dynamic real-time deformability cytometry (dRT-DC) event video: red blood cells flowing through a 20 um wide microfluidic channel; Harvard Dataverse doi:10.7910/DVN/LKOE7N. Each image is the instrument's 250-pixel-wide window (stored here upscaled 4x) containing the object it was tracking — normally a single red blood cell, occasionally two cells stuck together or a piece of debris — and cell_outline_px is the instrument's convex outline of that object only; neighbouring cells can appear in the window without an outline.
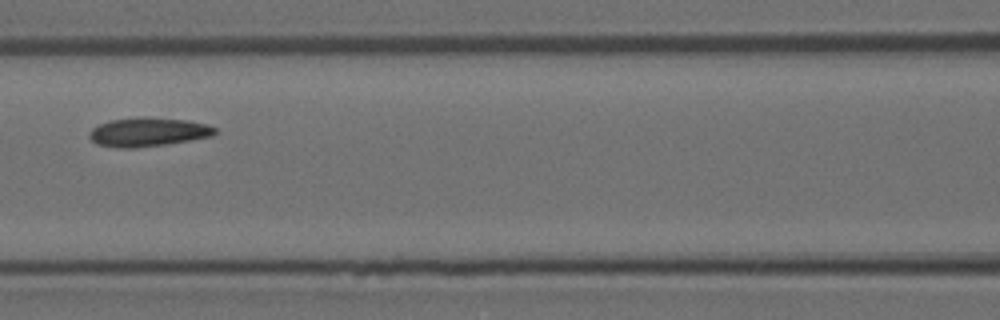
{"species": "Egyptian fruit bat (a non-hibernating species)", "species_latin": "Rousettus aegyptiacus", "temperature_condition": "room temperature", "stored_images_in_passage": 5, "camera_frame_rate_fps": 3000, "um_per_image_px": 0.085, "animal": {"sex": "female"}, "frame": {"image": 1, "passage_image": 4, "time_ms": 1.0, "image_size_px": [1000, 320], "cell_outline_px": [[220, 132], [212, 136], [192, 140], [168, 144], [132, 148], [120, 148], [96, 144], [88, 136], [88, 132], [92, 128], [108, 120], [144, 116], [148, 116], [188, 120], [208, 124], [216, 128]], "centroid_in_image_um": [12.62, 11.21], "position_along_channel_um": 154.0, "area_um2": 21.62}}
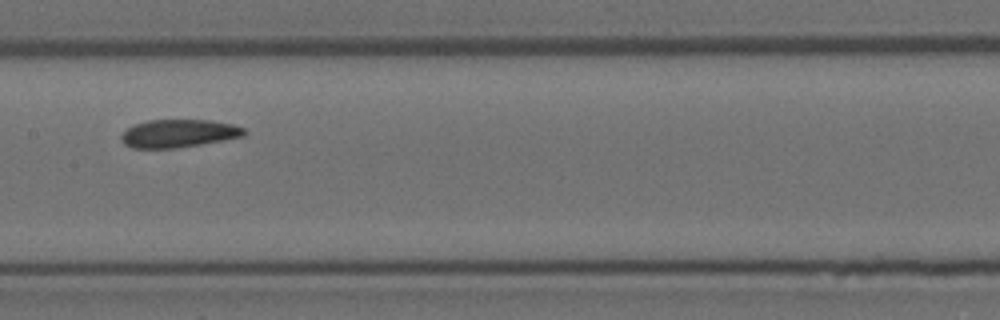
{"frame": {"image": 2, "passage_image": 5, "time_ms": 1.333, "image_size_px": [1000, 320], "cell_outline_px": [[244, 136], [200, 144], [176, 148], [132, 148], [124, 144], [120, 140], [120, 136], [128, 128], [136, 124], [148, 120], [208, 120], [232, 124], [244, 128]], "centroid_in_image_um": [15.14, 11.34], "position_along_channel_um": 192.3, "area_um2": 19.83}}